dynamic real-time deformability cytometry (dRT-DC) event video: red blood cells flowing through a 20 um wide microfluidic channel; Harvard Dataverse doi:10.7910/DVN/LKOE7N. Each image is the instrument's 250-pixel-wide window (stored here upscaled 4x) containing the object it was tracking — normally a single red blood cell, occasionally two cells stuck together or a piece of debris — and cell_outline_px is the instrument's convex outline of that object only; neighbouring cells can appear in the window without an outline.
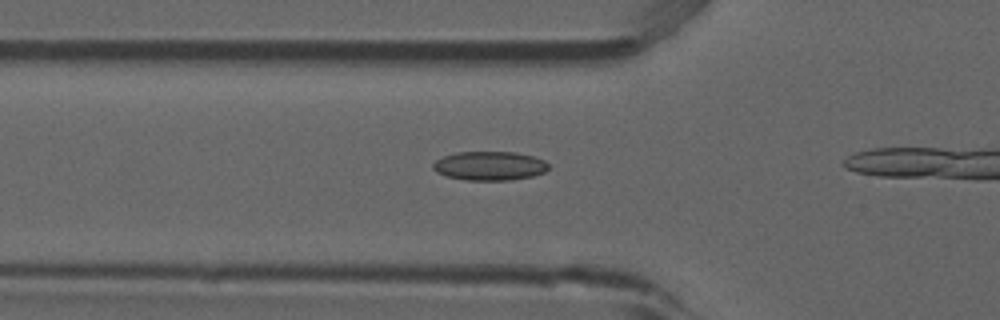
{"species": "common noctule bat (a hibernating species)", "species_latin": "Nyctalus noctula", "temperature_condition": "room temperature", "stored_images_in_passage": 14, "camera_frame_rate_fps": 3000, "um_per_image_px": 0.085, "animal": {"sex": "male", "forearm_length_mm": 52.5}, "frame": {"image": 1, "passage_image": 12, "time_ms": 3.667, "image_size_px": [1000, 320], "cell_outline_px": [[548, 168], [544, 172], [532, 176], [512, 180], [464, 180], [448, 176], [436, 172], [432, 168], [432, 164], [436, 160], [444, 156], [456, 152], [516, 152], [532, 156], [544, 160], [548, 164]], "centroid_in_image_um": [41.6, 14.1], "position_along_channel_um": 84.2, "area_um2": 19.48}}